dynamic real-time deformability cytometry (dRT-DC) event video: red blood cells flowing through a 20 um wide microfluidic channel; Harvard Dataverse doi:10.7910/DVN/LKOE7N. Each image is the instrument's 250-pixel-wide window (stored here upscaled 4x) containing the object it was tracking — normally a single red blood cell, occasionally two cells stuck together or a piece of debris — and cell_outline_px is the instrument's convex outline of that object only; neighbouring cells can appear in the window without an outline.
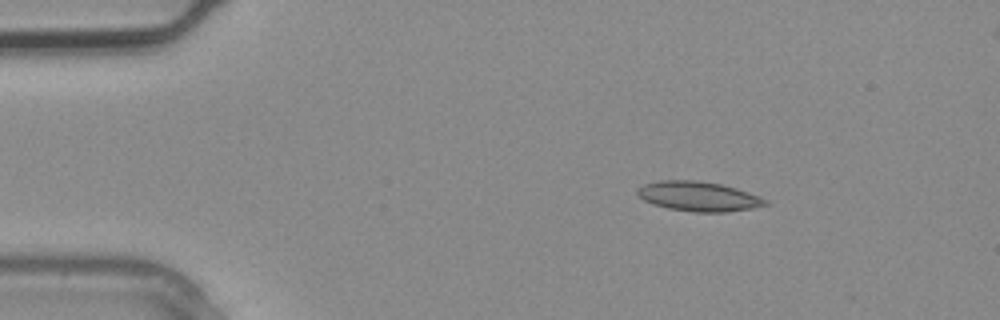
{"species": "common noctule bat (a hibernating species)", "species_latin": "Nyctalus noctula", "temperature_condition": "warm", "stored_images_in_passage": 3, "camera_frame_rate_fps": 3000, "um_per_image_px": 0.085, "animal": {"sex": "male", "body_mass_g": 20.4}, "frame": {"image": 1, "passage_image": 1, "time_ms": 0.0, "image_size_px": [1000, 320], "cell_outline_px": [[768, 204], [752, 208], [724, 212], [696, 212], [668, 208], [652, 204], [644, 200], [636, 192], [636, 188], [644, 184], [660, 180], [696, 180], [720, 184], [736, 188], [760, 196], [768, 200]], "centroid_in_image_um": [59.36, 16.68], "position_along_channel_um": 25.6, "area_um2": 22.08}}